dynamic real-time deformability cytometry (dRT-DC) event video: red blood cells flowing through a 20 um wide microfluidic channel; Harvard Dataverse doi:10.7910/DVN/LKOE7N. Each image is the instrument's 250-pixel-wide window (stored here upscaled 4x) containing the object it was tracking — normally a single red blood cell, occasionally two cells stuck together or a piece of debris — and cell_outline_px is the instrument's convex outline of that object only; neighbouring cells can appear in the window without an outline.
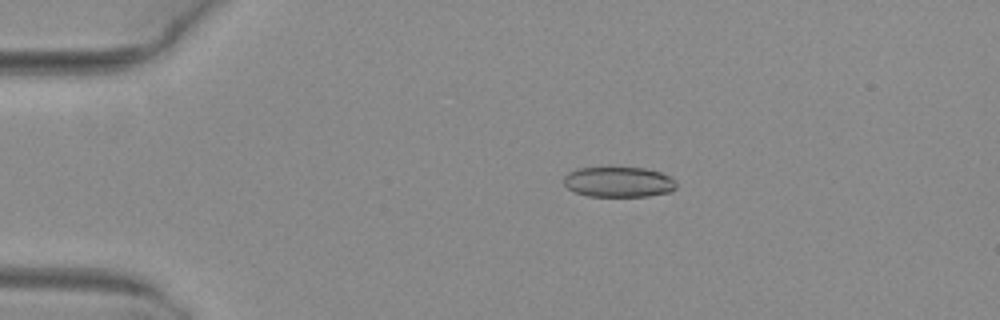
{"species": "common noctule bat (a hibernating species)", "species_latin": "Nyctalus noctula", "temperature_condition": "warm", "stored_images_in_passage": 50, "camera_frame_rate_fps": 3000, "um_per_image_px": 0.085, "animal": {"sex": "female", "body_mass_g": 29.2, "forearm_length_mm": 56.3}, "frame": {"image": 1, "passage_image": 10, "time_ms": 3.0, "image_size_px": [1000, 320], "cell_outline_px": [[676, 188], [672, 192], [648, 196], [588, 196], [576, 192], [568, 188], [564, 184], [564, 176], [568, 172], [576, 168], [644, 168], [660, 172], [676, 180]], "centroid_in_image_um": [52.6, 15.47], "position_along_channel_um": 32.4, "area_um2": 19.88}}
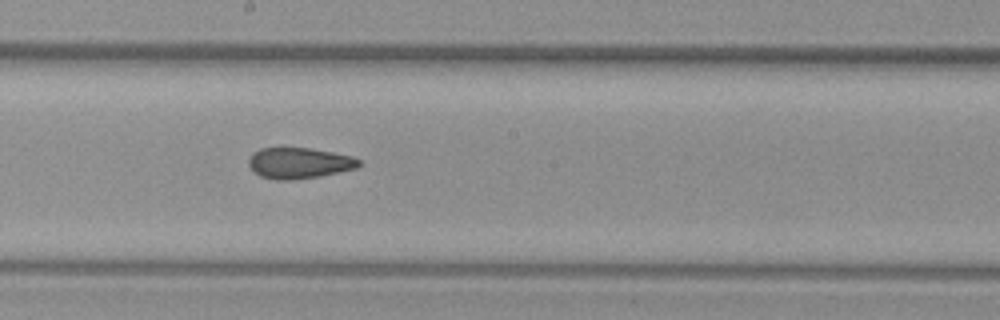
{"frame": {"image": 2, "passage_image": 28, "time_ms": 9.0, "image_size_px": [1000, 320], "cell_outline_px": [[360, 164], [356, 168], [320, 176], [292, 180], [276, 180], [260, 176], [248, 164], [248, 160], [252, 152], [260, 148], [308, 148], [332, 152], [352, 156], [360, 160]], "centroid_in_image_um": [25.41, 13.86], "position_along_channel_um": 222.8, "area_um2": 19.77}}
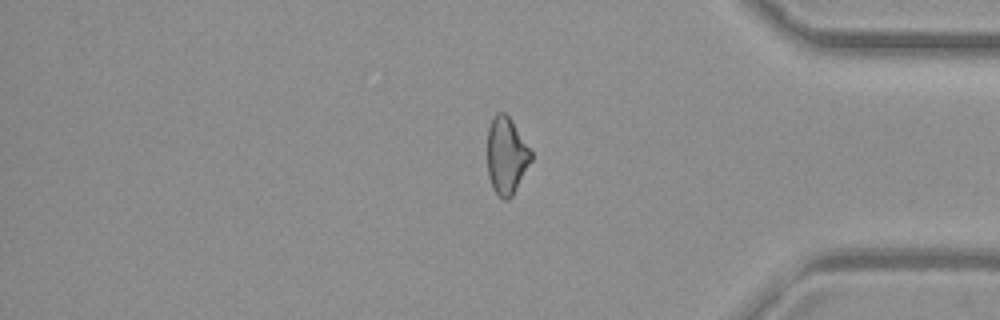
{"frame": {"image": 3, "passage_image": 42, "time_ms": 13.667, "image_size_px": [1000, 320], "cell_outline_px": [[532, 160], [512, 196], [508, 200], [504, 200], [492, 188], [488, 176], [488, 128], [496, 112], [504, 112], [512, 120], [532, 152]], "centroid_in_image_um": [43.05, 13.23], "position_along_channel_um": 392.2, "area_um2": 19.54}, "authors_computed_cell_mechanics": {"area_um2": 20.6346, "velocity_mm_per_s": 4.0962, "shape_relaxation_time_tau1_ms": null, "shape_relaxation_time_tau2_ms": 2.752, "deformation_change_tau1": null, "deformation_change_tau2": 0.0866}}